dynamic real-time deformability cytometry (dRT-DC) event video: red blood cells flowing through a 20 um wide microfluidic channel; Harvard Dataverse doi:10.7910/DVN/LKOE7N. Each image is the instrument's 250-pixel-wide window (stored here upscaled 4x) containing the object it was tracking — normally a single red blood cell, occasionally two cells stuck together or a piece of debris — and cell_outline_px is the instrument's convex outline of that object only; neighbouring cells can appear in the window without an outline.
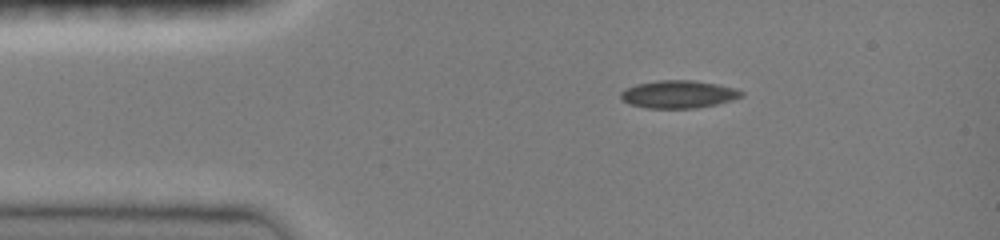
{"species": "common noctule bat (a hibernating species)", "species_latin": "Nyctalus noctula", "temperature_condition": "room temperature", "stored_images_in_passage": 10, "camera_frame_rate_fps": 3000, "um_per_image_px": 0.085, "animal": {"sex": "female", "body_mass_g": 19.0, "forearm_length_mm": 51.5}, "frame": {"image": 1, "passage_image": 1, "time_ms": 0.0, "image_size_px": [1000, 240], "cell_outline_px": [[744, 96], [732, 100], [716, 104], [696, 108], [644, 108], [628, 104], [620, 100], [620, 92], [624, 88], [636, 84], [656, 80], [692, 80], [716, 84], [736, 88], [744, 92]], "centroid_in_image_um": [57.62, 8.01], "position_along_channel_um": 27.4, "area_um2": 19.77}}
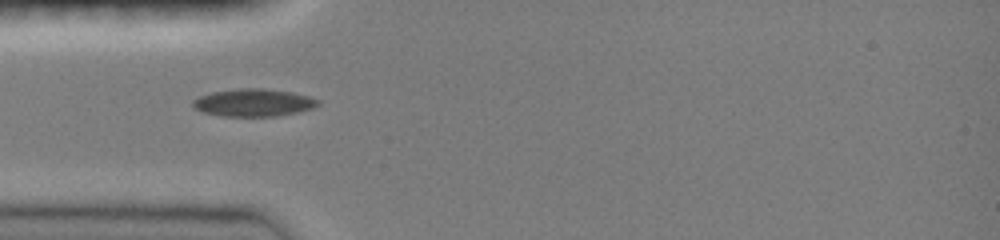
{"frame": {"image": 2, "passage_image": 9, "time_ms": 2.0, "image_size_px": [1000, 240], "cell_outline_px": [[320, 104], [312, 108], [296, 112], [276, 116], [220, 116], [204, 112], [192, 108], [192, 100], [200, 96], [212, 92], [240, 88], [264, 88], [292, 92], [308, 96], [320, 100]], "centroid_in_image_um": [21.53, 8.72], "position_along_channel_um": 63.5, "area_um2": 20.11}}